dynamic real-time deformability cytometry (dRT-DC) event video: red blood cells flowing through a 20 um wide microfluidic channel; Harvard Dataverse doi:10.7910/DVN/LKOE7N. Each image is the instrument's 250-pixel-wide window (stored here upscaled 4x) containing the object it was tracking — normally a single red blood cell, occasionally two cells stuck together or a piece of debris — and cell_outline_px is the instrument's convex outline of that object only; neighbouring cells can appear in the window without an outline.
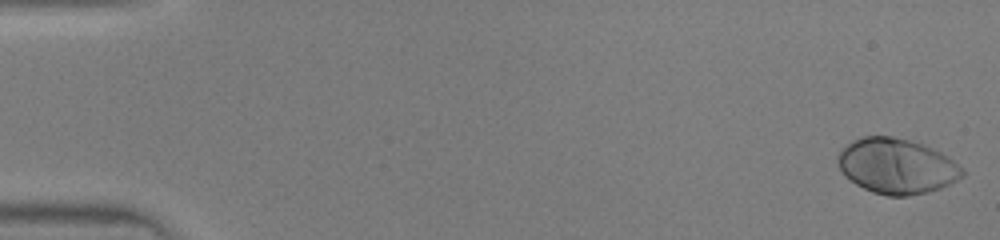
{"species": "human", "species_latin": "Homo sapiens", "temperature_condition": "warm", "stored_images_in_passage": 45, "camera_frame_rate_fps": 3000, "um_per_image_px": 0.085, "donor": {"sex": "male"}, "frame": {"image": 1, "passage_image": 1, "time_ms": 0.0, "image_size_px": [1000, 240], "cell_outline_px": [[964, 176], [940, 188], [928, 192], [908, 196], [888, 196], [872, 192], [856, 184], [840, 168], [836, 160], [836, 156], [852, 140], [864, 136], [892, 136], [908, 140], [932, 148], [948, 156], [964, 172]], "centroid_in_image_um": [76.21, 14.12], "position_along_channel_um": 8.8, "area_um2": 39.59}}
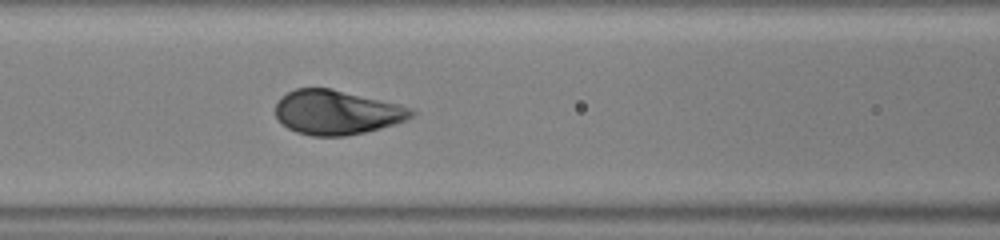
{"frame": {"image": 2, "passage_image": 20, "time_ms": 6.333, "image_size_px": [1000, 240], "cell_outline_px": [[416, 112], [408, 120], [380, 128], [364, 132], [344, 136], [312, 136], [296, 132], [288, 128], [276, 116], [276, 104], [288, 92], [296, 88], [332, 88], [400, 104], [412, 108]], "centroid_in_image_um": [28.66, 9.55], "position_along_channel_um": 137.9, "area_um2": 35.08}}
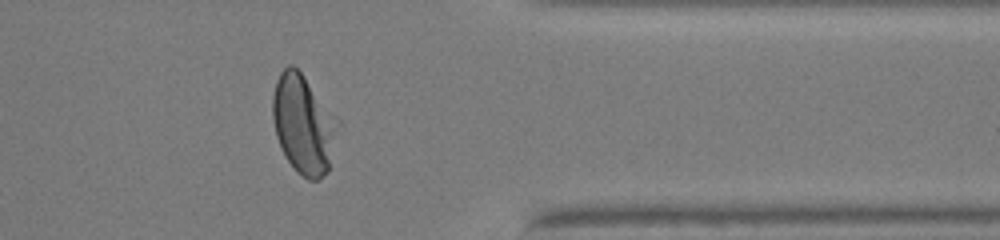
{"frame": {"image": 3, "passage_image": 37, "time_ms": 12.0, "image_size_px": [1000, 240], "cell_outline_px": [[328, 172], [316, 180], [308, 180], [296, 172], [284, 156], [276, 136], [272, 116], [272, 96], [276, 80], [280, 72], [288, 64], [292, 64], [304, 76], [320, 116], [324, 132], [328, 160]], "centroid_in_image_um": [25.41, 10.61], "position_along_channel_um": 386.0, "area_um2": 31.73}}